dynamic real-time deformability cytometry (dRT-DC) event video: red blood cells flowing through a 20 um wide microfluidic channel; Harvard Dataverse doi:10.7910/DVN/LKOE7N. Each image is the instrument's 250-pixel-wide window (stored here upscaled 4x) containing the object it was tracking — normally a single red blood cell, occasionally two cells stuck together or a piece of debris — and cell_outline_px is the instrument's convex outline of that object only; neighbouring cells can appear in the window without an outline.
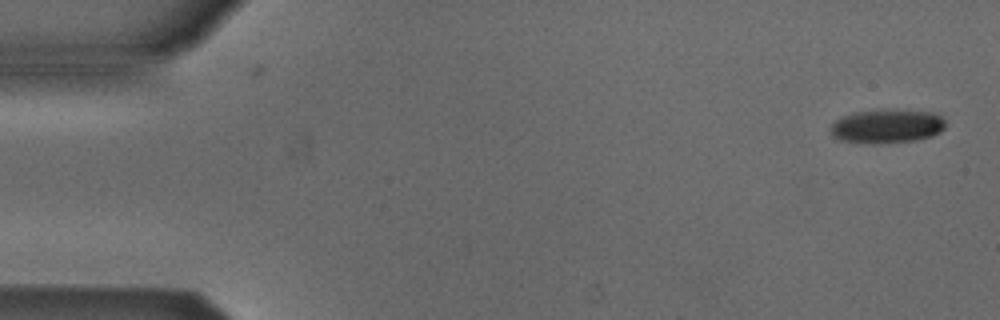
{"species": "Egyptian fruit bat (a non-hibernating species)", "species_latin": "Rousettus aegyptiacus", "temperature_condition": "cold", "stored_images_in_passage": 4, "camera_frame_rate_fps": 3000, "um_per_image_px": 0.085, "animal": {"sex": "male"}, "frame": {"image": 1, "passage_image": 1, "time_ms": 0.0, "image_size_px": [1000, 320], "cell_outline_px": [[944, 128], [940, 132], [932, 136], [912, 140], [872, 144], [840, 140], [832, 136], [832, 124], [836, 120], [844, 116], [856, 112], [884, 108], [932, 112], [940, 116], [944, 120]], "centroid_in_image_um": [75.39, 10.71], "position_along_channel_um": 9.6, "area_um2": 22.66}}